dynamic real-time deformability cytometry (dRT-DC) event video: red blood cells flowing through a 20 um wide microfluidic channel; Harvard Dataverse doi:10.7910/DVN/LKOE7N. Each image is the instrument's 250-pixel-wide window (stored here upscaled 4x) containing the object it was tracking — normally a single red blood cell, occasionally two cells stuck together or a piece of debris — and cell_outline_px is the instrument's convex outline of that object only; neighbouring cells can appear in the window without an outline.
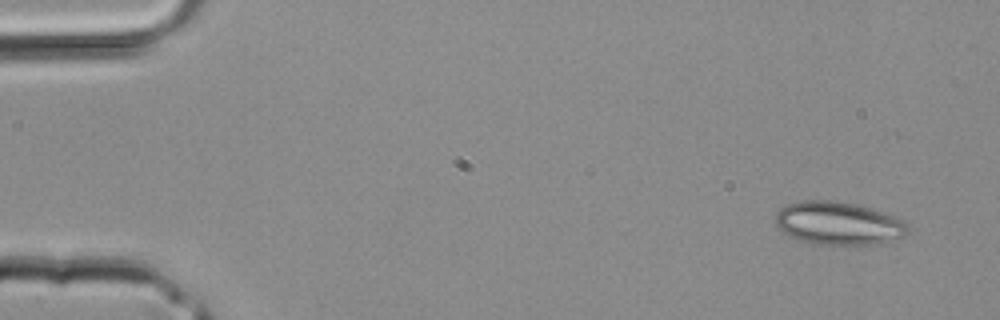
{"species": "common noctule bat (a hibernating species)", "species_latin": "Nyctalus noctula", "temperature_condition": "room temperature", "stored_images_in_passage": 3, "camera_frame_rate_fps": 3000, "um_per_image_px": 0.085, "animal": {"sex": "male", "body_mass_g": 20.4}, "frame": {"image": 1, "passage_image": 1, "time_ms": 0.0, "image_size_px": [1000, 320], "cell_outline_px": [[908, 232], [904, 236], [876, 244], [816, 244], [800, 240], [784, 232], [776, 224], [776, 212], [780, 208], [788, 204], [800, 200], [836, 200], [856, 204], [884, 212], [896, 216], [904, 220], [908, 224]], "centroid_in_image_um": [71.29, 18.96], "position_along_channel_um": 13.7, "area_um2": 33.18}}